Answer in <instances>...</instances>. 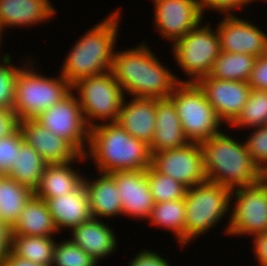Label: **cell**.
<instances>
[{"mask_svg": "<svg viewBox=\"0 0 267 266\" xmlns=\"http://www.w3.org/2000/svg\"><path fill=\"white\" fill-rule=\"evenodd\" d=\"M147 48L116 52L113 56L111 73L123 92L133 98L168 99L180 81Z\"/></svg>", "mask_w": 267, "mask_h": 266, "instance_id": "obj_1", "label": "cell"}, {"mask_svg": "<svg viewBox=\"0 0 267 266\" xmlns=\"http://www.w3.org/2000/svg\"><path fill=\"white\" fill-rule=\"evenodd\" d=\"M200 146L207 181L233 190L264 179L265 172L253 160L245 143L221 132L202 141Z\"/></svg>", "mask_w": 267, "mask_h": 266, "instance_id": "obj_2", "label": "cell"}, {"mask_svg": "<svg viewBox=\"0 0 267 266\" xmlns=\"http://www.w3.org/2000/svg\"><path fill=\"white\" fill-rule=\"evenodd\" d=\"M88 144L85 157H94L100 174L147 170L151 166L149 145L129 135L117 122L92 127Z\"/></svg>", "mask_w": 267, "mask_h": 266, "instance_id": "obj_3", "label": "cell"}, {"mask_svg": "<svg viewBox=\"0 0 267 266\" xmlns=\"http://www.w3.org/2000/svg\"><path fill=\"white\" fill-rule=\"evenodd\" d=\"M120 12L95 25L71 49L62 74L71 86L84 78L111 71Z\"/></svg>", "mask_w": 267, "mask_h": 266, "instance_id": "obj_4", "label": "cell"}, {"mask_svg": "<svg viewBox=\"0 0 267 266\" xmlns=\"http://www.w3.org/2000/svg\"><path fill=\"white\" fill-rule=\"evenodd\" d=\"M169 99L176 107L189 142L201 143L221 133L218 129L222 122L197 83L179 82Z\"/></svg>", "mask_w": 267, "mask_h": 266, "instance_id": "obj_5", "label": "cell"}, {"mask_svg": "<svg viewBox=\"0 0 267 266\" xmlns=\"http://www.w3.org/2000/svg\"><path fill=\"white\" fill-rule=\"evenodd\" d=\"M229 188L206 181L188 188L185 196L184 245L212 228L229 210Z\"/></svg>", "mask_w": 267, "mask_h": 266, "instance_id": "obj_6", "label": "cell"}, {"mask_svg": "<svg viewBox=\"0 0 267 266\" xmlns=\"http://www.w3.org/2000/svg\"><path fill=\"white\" fill-rule=\"evenodd\" d=\"M25 68L21 67L15 84L13 111L19 121L35 119L73 91L72 86L61 75L58 79L45 78L35 73L34 69Z\"/></svg>", "mask_w": 267, "mask_h": 266, "instance_id": "obj_7", "label": "cell"}, {"mask_svg": "<svg viewBox=\"0 0 267 266\" xmlns=\"http://www.w3.org/2000/svg\"><path fill=\"white\" fill-rule=\"evenodd\" d=\"M76 88L79 90V98L77 99L84 120L90 129L95 126L90 121L91 118L110 120V123L117 121L124 92L111 71L81 79L72 86V89L75 90Z\"/></svg>", "mask_w": 267, "mask_h": 266, "instance_id": "obj_8", "label": "cell"}, {"mask_svg": "<svg viewBox=\"0 0 267 266\" xmlns=\"http://www.w3.org/2000/svg\"><path fill=\"white\" fill-rule=\"evenodd\" d=\"M215 33L209 25L201 27L199 24L173 43L174 57L178 65L192 78L185 82L196 83L200 78L209 75L220 53L219 36Z\"/></svg>", "mask_w": 267, "mask_h": 266, "instance_id": "obj_9", "label": "cell"}, {"mask_svg": "<svg viewBox=\"0 0 267 266\" xmlns=\"http://www.w3.org/2000/svg\"><path fill=\"white\" fill-rule=\"evenodd\" d=\"M232 195L237 199L226 234L255 236L267 232V181L233 189Z\"/></svg>", "mask_w": 267, "mask_h": 266, "instance_id": "obj_10", "label": "cell"}, {"mask_svg": "<svg viewBox=\"0 0 267 266\" xmlns=\"http://www.w3.org/2000/svg\"><path fill=\"white\" fill-rule=\"evenodd\" d=\"M151 166L188 188L207 181L200 143L189 142L180 148L153 153Z\"/></svg>", "mask_w": 267, "mask_h": 266, "instance_id": "obj_11", "label": "cell"}, {"mask_svg": "<svg viewBox=\"0 0 267 266\" xmlns=\"http://www.w3.org/2000/svg\"><path fill=\"white\" fill-rule=\"evenodd\" d=\"M35 119L53 134L70 142L82 155L86 154L84 141H89L90 128L72 92Z\"/></svg>", "mask_w": 267, "mask_h": 266, "instance_id": "obj_12", "label": "cell"}, {"mask_svg": "<svg viewBox=\"0 0 267 266\" xmlns=\"http://www.w3.org/2000/svg\"><path fill=\"white\" fill-rule=\"evenodd\" d=\"M196 83L218 118L227 124H231L241 113L252 90L248 82L216 79L210 76L202 77Z\"/></svg>", "mask_w": 267, "mask_h": 266, "instance_id": "obj_13", "label": "cell"}, {"mask_svg": "<svg viewBox=\"0 0 267 266\" xmlns=\"http://www.w3.org/2000/svg\"><path fill=\"white\" fill-rule=\"evenodd\" d=\"M153 3L156 27L160 35L173 43L201 23L203 13L197 0H153Z\"/></svg>", "mask_w": 267, "mask_h": 266, "instance_id": "obj_14", "label": "cell"}, {"mask_svg": "<svg viewBox=\"0 0 267 266\" xmlns=\"http://www.w3.org/2000/svg\"><path fill=\"white\" fill-rule=\"evenodd\" d=\"M218 24L220 51L250 54L256 58L267 53V35L257 26L231 14Z\"/></svg>", "mask_w": 267, "mask_h": 266, "instance_id": "obj_15", "label": "cell"}, {"mask_svg": "<svg viewBox=\"0 0 267 266\" xmlns=\"http://www.w3.org/2000/svg\"><path fill=\"white\" fill-rule=\"evenodd\" d=\"M19 128L24 140L42 156L47 164L73 162L76 158L85 159V155H82L70 142L53 134L36 119L19 121Z\"/></svg>", "mask_w": 267, "mask_h": 266, "instance_id": "obj_16", "label": "cell"}, {"mask_svg": "<svg viewBox=\"0 0 267 266\" xmlns=\"http://www.w3.org/2000/svg\"><path fill=\"white\" fill-rule=\"evenodd\" d=\"M115 179L122 203V214L149 218L155 204L147 181V170H125L110 173Z\"/></svg>", "mask_w": 267, "mask_h": 266, "instance_id": "obj_17", "label": "cell"}, {"mask_svg": "<svg viewBox=\"0 0 267 266\" xmlns=\"http://www.w3.org/2000/svg\"><path fill=\"white\" fill-rule=\"evenodd\" d=\"M122 101L117 123L132 137L150 145L155 133L156 98H137Z\"/></svg>", "mask_w": 267, "mask_h": 266, "instance_id": "obj_18", "label": "cell"}, {"mask_svg": "<svg viewBox=\"0 0 267 266\" xmlns=\"http://www.w3.org/2000/svg\"><path fill=\"white\" fill-rule=\"evenodd\" d=\"M155 133L149 145L150 154L185 146L181 121L174 103L168 99H156Z\"/></svg>", "mask_w": 267, "mask_h": 266, "instance_id": "obj_19", "label": "cell"}, {"mask_svg": "<svg viewBox=\"0 0 267 266\" xmlns=\"http://www.w3.org/2000/svg\"><path fill=\"white\" fill-rule=\"evenodd\" d=\"M53 222L58 230L74 228L92 218L84 182L73 192L46 200Z\"/></svg>", "mask_w": 267, "mask_h": 266, "instance_id": "obj_20", "label": "cell"}, {"mask_svg": "<svg viewBox=\"0 0 267 266\" xmlns=\"http://www.w3.org/2000/svg\"><path fill=\"white\" fill-rule=\"evenodd\" d=\"M73 239L71 241L82 248L96 261L114 252L117 245L115 234L97 218H91L71 229Z\"/></svg>", "mask_w": 267, "mask_h": 266, "instance_id": "obj_21", "label": "cell"}, {"mask_svg": "<svg viewBox=\"0 0 267 266\" xmlns=\"http://www.w3.org/2000/svg\"><path fill=\"white\" fill-rule=\"evenodd\" d=\"M55 11L48 0H0V27L34 25L48 20Z\"/></svg>", "mask_w": 267, "mask_h": 266, "instance_id": "obj_22", "label": "cell"}, {"mask_svg": "<svg viewBox=\"0 0 267 266\" xmlns=\"http://www.w3.org/2000/svg\"><path fill=\"white\" fill-rule=\"evenodd\" d=\"M57 228L46 201L33 195L17 221L11 227L12 235L51 237Z\"/></svg>", "mask_w": 267, "mask_h": 266, "instance_id": "obj_23", "label": "cell"}, {"mask_svg": "<svg viewBox=\"0 0 267 266\" xmlns=\"http://www.w3.org/2000/svg\"><path fill=\"white\" fill-rule=\"evenodd\" d=\"M83 182L93 218L122 214L121 197L115 179L110 174L101 173L99 179L91 183L84 178Z\"/></svg>", "mask_w": 267, "mask_h": 266, "instance_id": "obj_24", "label": "cell"}, {"mask_svg": "<svg viewBox=\"0 0 267 266\" xmlns=\"http://www.w3.org/2000/svg\"><path fill=\"white\" fill-rule=\"evenodd\" d=\"M71 163L47 164L34 195L47 199L69 194L83 183V177L72 170ZM71 167V168H70Z\"/></svg>", "mask_w": 267, "mask_h": 266, "instance_id": "obj_25", "label": "cell"}, {"mask_svg": "<svg viewBox=\"0 0 267 266\" xmlns=\"http://www.w3.org/2000/svg\"><path fill=\"white\" fill-rule=\"evenodd\" d=\"M33 195L32 189L12 177L0 176V220L12 227Z\"/></svg>", "mask_w": 267, "mask_h": 266, "instance_id": "obj_26", "label": "cell"}, {"mask_svg": "<svg viewBox=\"0 0 267 266\" xmlns=\"http://www.w3.org/2000/svg\"><path fill=\"white\" fill-rule=\"evenodd\" d=\"M46 165L42 156L24 140L8 176L34 191L40 183Z\"/></svg>", "mask_w": 267, "mask_h": 266, "instance_id": "obj_27", "label": "cell"}, {"mask_svg": "<svg viewBox=\"0 0 267 266\" xmlns=\"http://www.w3.org/2000/svg\"><path fill=\"white\" fill-rule=\"evenodd\" d=\"M51 237L12 235L10 251L35 264L52 266L56 243Z\"/></svg>", "mask_w": 267, "mask_h": 266, "instance_id": "obj_28", "label": "cell"}, {"mask_svg": "<svg viewBox=\"0 0 267 266\" xmlns=\"http://www.w3.org/2000/svg\"><path fill=\"white\" fill-rule=\"evenodd\" d=\"M256 59L250 54L220 51L208 76L216 79L248 82Z\"/></svg>", "mask_w": 267, "mask_h": 266, "instance_id": "obj_29", "label": "cell"}, {"mask_svg": "<svg viewBox=\"0 0 267 266\" xmlns=\"http://www.w3.org/2000/svg\"><path fill=\"white\" fill-rule=\"evenodd\" d=\"M186 219L185 199L155 203L149 219L152 225L173 231L180 244L184 245V224Z\"/></svg>", "mask_w": 267, "mask_h": 266, "instance_id": "obj_30", "label": "cell"}, {"mask_svg": "<svg viewBox=\"0 0 267 266\" xmlns=\"http://www.w3.org/2000/svg\"><path fill=\"white\" fill-rule=\"evenodd\" d=\"M147 181L155 203L183 199L188 190L187 186L156 171L152 166L147 169Z\"/></svg>", "mask_w": 267, "mask_h": 266, "instance_id": "obj_31", "label": "cell"}, {"mask_svg": "<svg viewBox=\"0 0 267 266\" xmlns=\"http://www.w3.org/2000/svg\"><path fill=\"white\" fill-rule=\"evenodd\" d=\"M267 124V90L252 89L241 113L232 126L261 127Z\"/></svg>", "mask_w": 267, "mask_h": 266, "instance_id": "obj_32", "label": "cell"}, {"mask_svg": "<svg viewBox=\"0 0 267 266\" xmlns=\"http://www.w3.org/2000/svg\"><path fill=\"white\" fill-rule=\"evenodd\" d=\"M71 240L56 244L52 266H96L98 263Z\"/></svg>", "mask_w": 267, "mask_h": 266, "instance_id": "obj_33", "label": "cell"}, {"mask_svg": "<svg viewBox=\"0 0 267 266\" xmlns=\"http://www.w3.org/2000/svg\"><path fill=\"white\" fill-rule=\"evenodd\" d=\"M0 64V110L13 111L15 107V84L20 69L10 65L11 57L6 54Z\"/></svg>", "mask_w": 267, "mask_h": 266, "instance_id": "obj_34", "label": "cell"}, {"mask_svg": "<svg viewBox=\"0 0 267 266\" xmlns=\"http://www.w3.org/2000/svg\"><path fill=\"white\" fill-rule=\"evenodd\" d=\"M23 141L24 137L20 128L11 135L0 138V176L8 175Z\"/></svg>", "mask_w": 267, "mask_h": 266, "instance_id": "obj_35", "label": "cell"}, {"mask_svg": "<svg viewBox=\"0 0 267 266\" xmlns=\"http://www.w3.org/2000/svg\"><path fill=\"white\" fill-rule=\"evenodd\" d=\"M245 146L253 160L265 172L267 170V124L255 128Z\"/></svg>", "mask_w": 267, "mask_h": 266, "instance_id": "obj_36", "label": "cell"}, {"mask_svg": "<svg viewBox=\"0 0 267 266\" xmlns=\"http://www.w3.org/2000/svg\"><path fill=\"white\" fill-rule=\"evenodd\" d=\"M248 83L251 89L267 90V53L255 60Z\"/></svg>", "mask_w": 267, "mask_h": 266, "instance_id": "obj_37", "label": "cell"}, {"mask_svg": "<svg viewBox=\"0 0 267 266\" xmlns=\"http://www.w3.org/2000/svg\"><path fill=\"white\" fill-rule=\"evenodd\" d=\"M252 2L251 0H197V5L200 8V11L203 13L205 7H209L220 12H224V14H230V10L237 9L238 7L245 6V4H249Z\"/></svg>", "mask_w": 267, "mask_h": 266, "instance_id": "obj_38", "label": "cell"}, {"mask_svg": "<svg viewBox=\"0 0 267 266\" xmlns=\"http://www.w3.org/2000/svg\"><path fill=\"white\" fill-rule=\"evenodd\" d=\"M19 128V119L14 111L0 110V138L14 133Z\"/></svg>", "mask_w": 267, "mask_h": 266, "instance_id": "obj_39", "label": "cell"}, {"mask_svg": "<svg viewBox=\"0 0 267 266\" xmlns=\"http://www.w3.org/2000/svg\"><path fill=\"white\" fill-rule=\"evenodd\" d=\"M135 256L128 266H170L167 260L151 251L145 250Z\"/></svg>", "mask_w": 267, "mask_h": 266, "instance_id": "obj_40", "label": "cell"}, {"mask_svg": "<svg viewBox=\"0 0 267 266\" xmlns=\"http://www.w3.org/2000/svg\"><path fill=\"white\" fill-rule=\"evenodd\" d=\"M11 227L0 220V266L3 265L6 254L11 247Z\"/></svg>", "mask_w": 267, "mask_h": 266, "instance_id": "obj_41", "label": "cell"}, {"mask_svg": "<svg viewBox=\"0 0 267 266\" xmlns=\"http://www.w3.org/2000/svg\"><path fill=\"white\" fill-rule=\"evenodd\" d=\"M255 255L260 266H267V232L254 236Z\"/></svg>", "mask_w": 267, "mask_h": 266, "instance_id": "obj_42", "label": "cell"}, {"mask_svg": "<svg viewBox=\"0 0 267 266\" xmlns=\"http://www.w3.org/2000/svg\"><path fill=\"white\" fill-rule=\"evenodd\" d=\"M2 266H44V265L35 264L29 260L15 256L11 251H9L5 256Z\"/></svg>", "mask_w": 267, "mask_h": 266, "instance_id": "obj_43", "label": "cell"}, {"mask_svg": "<svg viewBox=\"0 0 267 266\" xmlns=\"http://www.w3.org/2000/svg\"><path fill=\"white\" fill-rule=\"evenodd\" d=\"M264 179L267 181V170L264 173Z\"/></svg>", "mask_w": 267, "mask_h": 266, "instance_id": "obj_44", "label": "cell"}, {"mask_svg": "<svg viewBox=\"0 0 267 266\" xmlns=\"http://www.w3.org/2000/svg\"><path fill=\"white\" fill-rule=\"evenodd\" d=\"M2 32H3V31H2V29H1V27H0V43H1V38H2V36H1V35H2Z\"/></svg>", "mask_w": 267, "mask_h": 266, "instance_id": "obj_45", "label": "cell"}]
</instances>
